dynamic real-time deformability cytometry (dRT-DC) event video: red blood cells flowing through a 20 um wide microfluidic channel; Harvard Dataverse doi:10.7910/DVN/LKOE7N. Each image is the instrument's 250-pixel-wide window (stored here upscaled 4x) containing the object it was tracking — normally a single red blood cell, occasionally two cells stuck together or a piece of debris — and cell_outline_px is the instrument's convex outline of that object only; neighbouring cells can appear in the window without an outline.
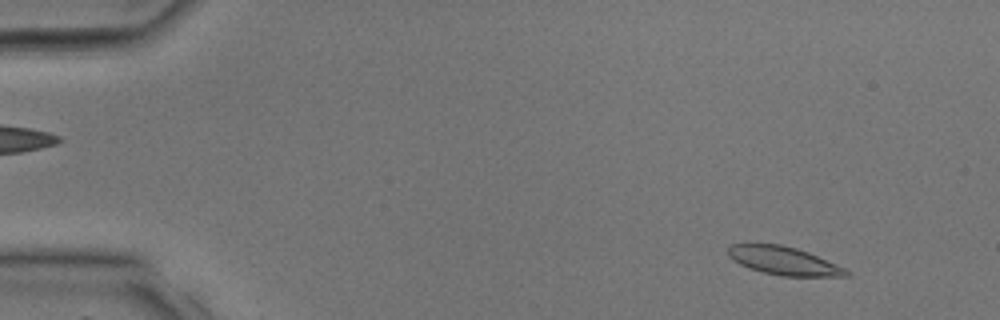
{"species": "common noctule bat (a hibernating species)", "species_latin": "Nyctalus noctula", "temperature_condition": "room temperature", "stored_images_in_passage": 35, "camera_frame_rate_fps": 3000, "um_per_image_px": 0.085, "animal": {"sex": "male", "body_mass_g": 17.9, "forearm_length_mm": 54.2}, "frame": {"image": 1, "passage_image": 4, "time_ms": 1.0, "image_size_px": [1000, 320], "cell_outline_px": [[852, 276], [780, 276], [748, 268], [732, 260], [728, 256], [728, 248], [732, 244], [780, 244], [796, 248], [808, 252], [844, 268], [852, 272]], "centroid_in_image_um": [66.61, 22.17], "position_along_channel_um": 18.4, "area_um2": 19.36}}
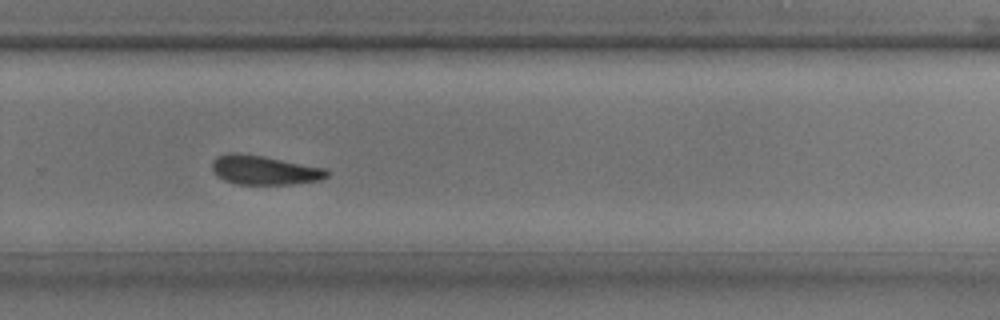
{"frame": {"image": 2, "passage_image": 24, "time_ms": 7.667, "image_size_px": [1000, 320], "cell_outline_px": [[328, 176], [320, 180], [292, 184], [236, 184], [224, 180], [216, 176], [212, 168], [212, 160], [216, 156], [228, 152], [240, 152], [264, 156], [324, 168], [328, 172]], "centroid_in_image_um": [22.4, 14.44], "position_along_channel_um": 307.4, "area_um2": 19.65}}
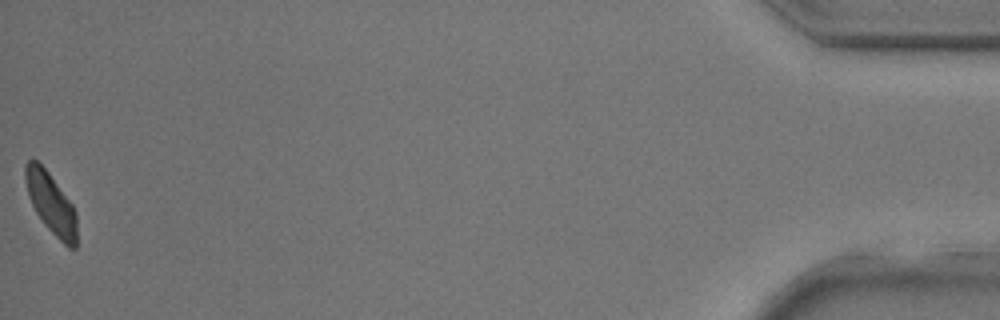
{"frame": {"image": 3, "passage_image": 35, "time_ms": 11.333, "image_size_px": [1000, 320], "cell_outline_px": [[76, 248], [68, 248], [44, 224], [36, 212], [28, 196], [24, 176], [24, 164], [28, 160], [36, 160], [48, 172], [72, 204], [76, 212]], "centroid_in_image_um": [4.32, 17.28], "position_along_channel_um": 430.9, "area_um2": 18.09}}